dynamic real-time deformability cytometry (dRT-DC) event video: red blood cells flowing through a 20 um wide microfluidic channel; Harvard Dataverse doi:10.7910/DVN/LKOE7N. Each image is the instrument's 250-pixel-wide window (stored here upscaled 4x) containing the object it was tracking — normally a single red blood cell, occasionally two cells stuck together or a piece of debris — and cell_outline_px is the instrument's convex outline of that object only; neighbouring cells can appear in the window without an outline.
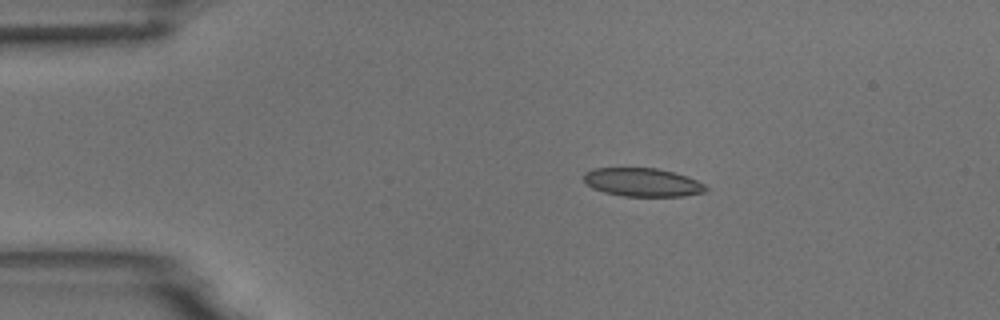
{"species": "common noctule bat (a hibernating species)", "species_latin": "Nyctalus noctula", "temperature_condition": "room temperature", "stored_images_in_passage": 7, "camera_frame_rate_fps": 3000, "um_per_image_px": 0.085, "animal": {"sex": "male", "body_mass_g": 18.8}, "frame": {"image": 1, "passage_image": 1, "time_ms": 0.0, "image_size_px": [1000, 320], "cell_outline_px": [[708, 188], [704, 192], [684, 196], [624, 196], [604, 192], [592, 188], [584, 180], [584, 172], [592, 168], [656, 168], [688, 176], [704, 184]], "centroid_in_image_um": [54.6, 15.49], "position_along_channel_um": 30.4, "area_um2": 20.17}}
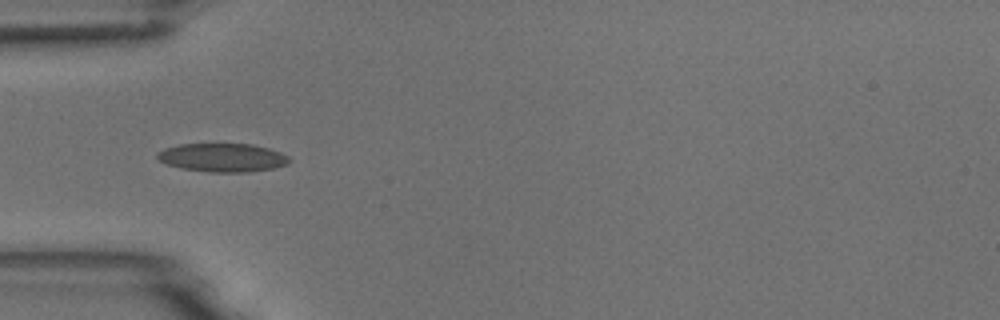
{"frame": {"image": 2, "passage_image": 3, "time_ms": 0.667, "image_size_px": [1000, 320], "cell_outline_px": [[292, 160], [288, 164], [272, 168], [248, 172], [208, 172], [180, 168], [168, 164], [160, 160], [156, 156], [156, 152], [164, 148], [180, 144], [252, 144], [268, 148], [280, 152], [288, 156]], "centroid_in_image_um": [18.91, 13.39], "position_along_channel_um": 66.1, "area_um2": 21.96}}
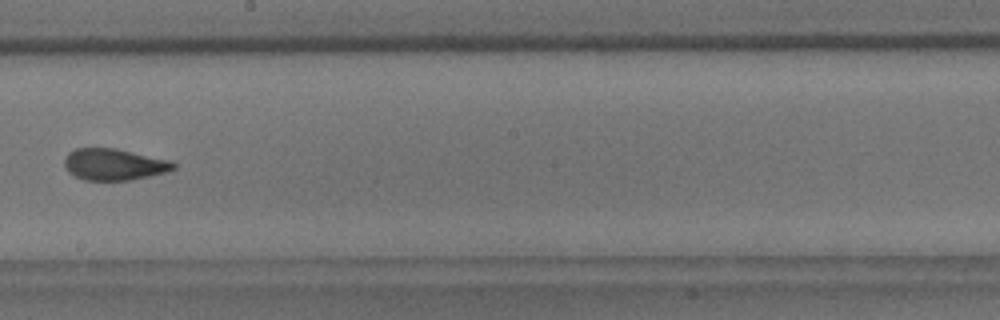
{"frame": {"image": 3, "passage_image": 7, "time_ms": 2.0, "image_size_px": [1000, 320], "cell_outline_px": [[176, 168], [168, 172], [128, 180], [84, 180], [68, 172], [64, 164], [64, 160], [68, 152], [76, 148], [116, 148], [168, 160], [176, 164]], "centroid_in_image_um": [9.68, 13.97], "position_along_channel_um": 238.5, "area_um2": 19.94}}